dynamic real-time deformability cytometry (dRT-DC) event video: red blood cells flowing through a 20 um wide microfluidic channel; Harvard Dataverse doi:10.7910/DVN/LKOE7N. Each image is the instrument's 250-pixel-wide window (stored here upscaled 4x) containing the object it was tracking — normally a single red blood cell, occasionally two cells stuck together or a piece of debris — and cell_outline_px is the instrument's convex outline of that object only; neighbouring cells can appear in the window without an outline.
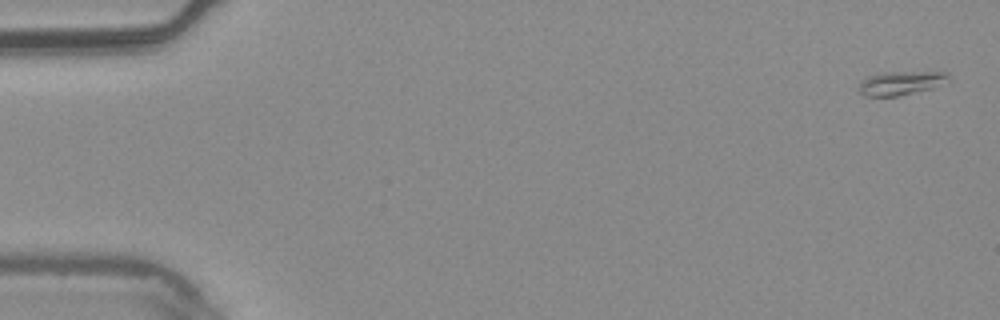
{"species": "common noctule bat (a hibernating species)", "species_latin": "Nyctalus noctula", "temperature_condition": "warm", "stored_images_in_passage": 5, "camera_frame_rate_fps": 3000, "um_per_image_px": 0.085, "animal": {"sex": "male", "body_mass_g": 20.4}, "frame": {"image": 1, "passage_image": 1, "time_ms": 0.0, "image_size_px": [1000, 320], "cell_outline_px": [[952, 80], [936, 88], [896, 96], [868, 96], [860, 92], [860, 80], [868, 76], [884, 72], [948, 72]], "centroid_in_image_um": [76.67, 7.05], "position_along_channel_um": 8.3, "area_um2": 12.6}}